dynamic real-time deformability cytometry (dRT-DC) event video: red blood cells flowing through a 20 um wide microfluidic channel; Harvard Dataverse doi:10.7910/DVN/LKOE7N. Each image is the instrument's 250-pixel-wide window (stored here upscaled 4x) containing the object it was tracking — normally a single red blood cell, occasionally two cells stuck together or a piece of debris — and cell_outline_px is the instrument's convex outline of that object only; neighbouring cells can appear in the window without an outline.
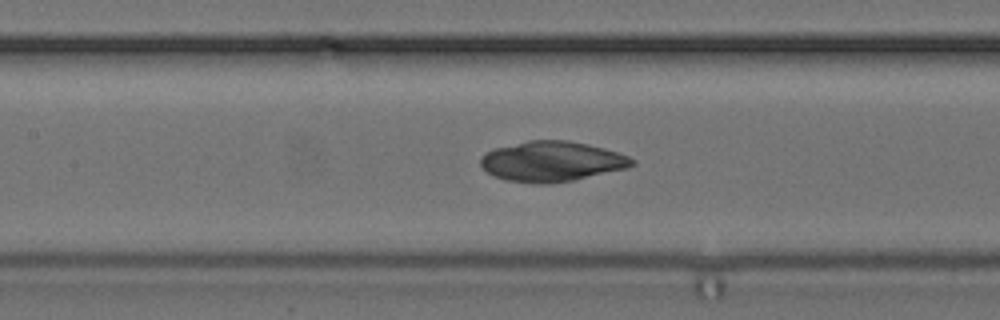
{"species": "common noctule bat (a hibernating species)", "species_latin": "Nyctalus noctula", "temperature_condition": "cold", "stored_images_in_passage": 39, "camera_frame_rate_fps": 3000, "um_per_image_px": 0.085, "animal": {"sex": "female", "body_mass_g": 24.6, "forearm_length_mm": 56.2}, "frame": {"image": 1, "passage_image": 14, "time_ms": 4.333, "image_size_px": [1000, 320], "cell_outline_px": [[636, 164], [628, 168], [572, 180], [548, 184], [536, 184], [504, 180], [488, 172], [480, 164], [480, 156], [496, 148], [528, 140], [564, 140], [588, 144], [604, 148], [628, 156], [636, 160]], "centroid_in_image_um": [46.92, 13.72], "position_along_channel_um": 160.5, "area_um2": 35.37}}
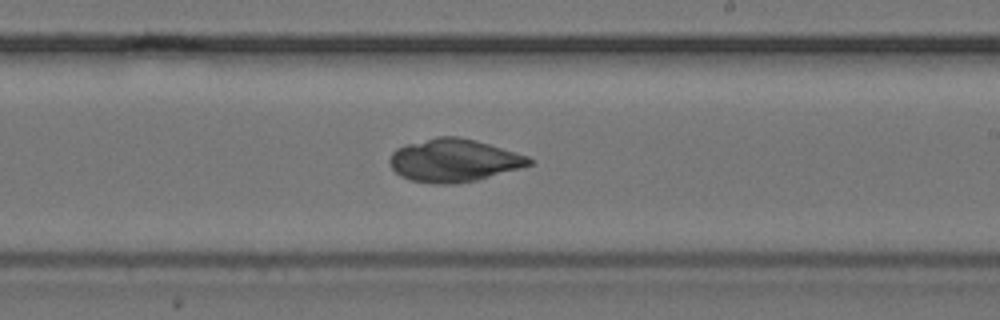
{"frame": {"image": 2, "passage_image": 21, "time_ms": 6.667, "image_size_px": [1000, 320], "cell_outline_px": [[532, 164], [520, 168], [476, 180], [456, 184], [432, 184], [408, 180], [400, 176], [392, 168], [388, 160], [392, 152], [396, 148], [408, 144], [440, 136], [456, 136], [476, 140], [528, 156], [532, 160]], "centroid_in_image_um": [38.54, 13.65], "position_along_channel_um": 250.5, "area_um2": 34.74}}
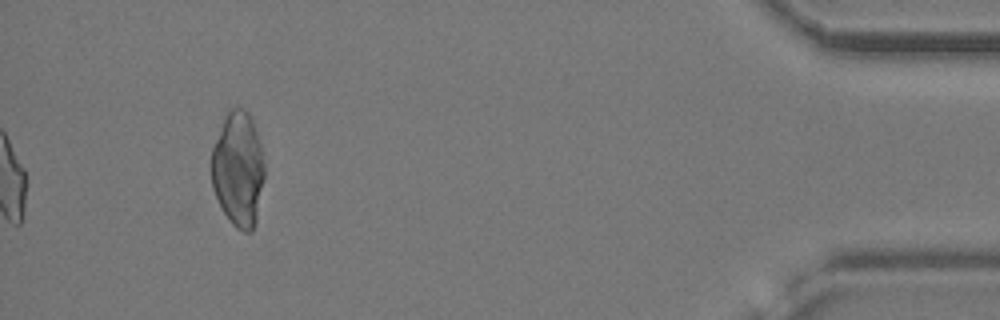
{"frame": {"image": 3, "passage_image": 39, "time_ms": 12.667, "image_size_px": [1000, 320], "cell_outline_px": [[264, 180], [256, 224], [252, 232], [244, 232], [236, 228], [228, 220], [212, 188], [212, 148], [224, 116], [236, 104], [244, 108], [248, 112], [252, 120], [260, 144], [264, 160]], "centroid_in_image_um": [20.26, 14.38], "position_along_channel_um": 414.9, "area_um2": 35.84}}